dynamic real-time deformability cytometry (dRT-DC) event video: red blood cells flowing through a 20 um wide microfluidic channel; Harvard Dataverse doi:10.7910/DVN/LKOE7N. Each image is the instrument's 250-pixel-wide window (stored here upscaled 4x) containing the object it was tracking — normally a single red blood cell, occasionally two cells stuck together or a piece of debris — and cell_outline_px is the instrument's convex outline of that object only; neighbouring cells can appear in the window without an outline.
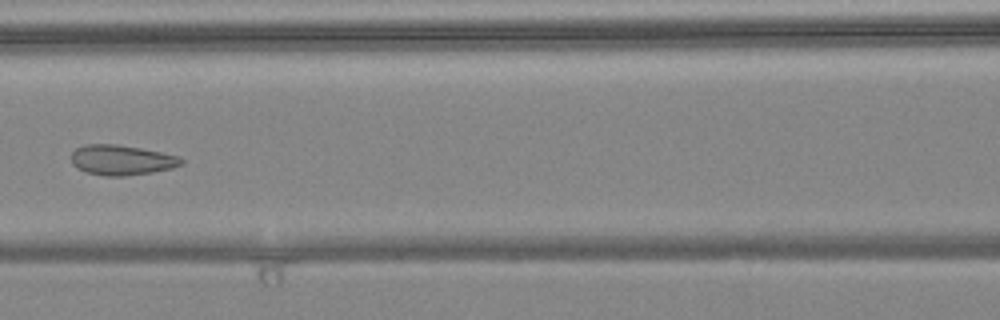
{"species": "common noctule bat (a hibernating species)", "species_latin": "Nyctalus noctula", "temperature_condition": "warm", "stored_images_in_passage": 5, "camera_frame_rate_fps": 3000, "um_per_image_px": 0.085, "animal": {"sex": "female", "body_mass_g": 24.6, "forearm_length_mm": 56.2}, "frame": {"image": 1, "passage_image": 5, "time_ms": 1.333, "image_size_px": [1000, 320], "cell_outline_px": [[184, 164], [172, 168], [152, 172], [124, 176], [104, 176], [84, 172], [76, 168], [72, 164], [72, 152], [76, 148], [84, 144], [116, 144], [140, 148], [160, 152], [176, 156], [184, 160]], "centroid_in_image_um": [10.3, 13.61], "position_along_channel_um": 156.3, "area_um2": 19.36}}